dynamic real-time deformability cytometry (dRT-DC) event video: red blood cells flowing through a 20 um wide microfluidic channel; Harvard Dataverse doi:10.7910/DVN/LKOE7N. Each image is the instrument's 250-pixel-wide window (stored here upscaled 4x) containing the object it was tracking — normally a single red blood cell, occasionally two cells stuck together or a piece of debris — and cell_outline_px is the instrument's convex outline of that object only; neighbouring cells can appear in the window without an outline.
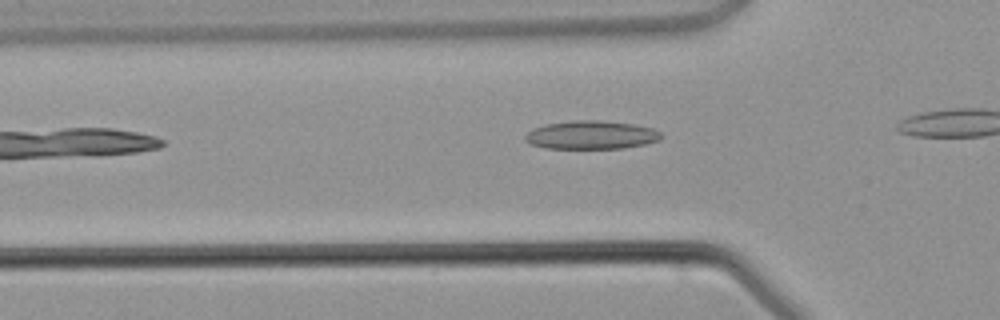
{"species": "common noctule bat (a hibernating species)", "species_latin": "Nyctalus noctula", "temperature_condition": "warm", "stored_images_in_passage": 4, "camera_frame_rate_fps": 3000, "um_per_image_px": 0.085, "animal": {"sex": "male", "body_mass_g": 21.5, "forearm_length_mm": 52.0}, "frame": {"image": 1, "passage_image": 3, "time_ms": 2.667, "image_size_px": [1000, 320], "cell_outline_px": [[664, 136], [660, 140], [644, 144], [624, 148], [544, 148], [532, 144], [524, 140], [524, 136], [532, 128], [544, 124], [576, 120], [600, 120], [632, 124], [652, 128], [660, 132]], "centroid_in_image_um": [50.25, 11.47], "position_along_channel_um": 75.6, "area_um2": 22.54}}